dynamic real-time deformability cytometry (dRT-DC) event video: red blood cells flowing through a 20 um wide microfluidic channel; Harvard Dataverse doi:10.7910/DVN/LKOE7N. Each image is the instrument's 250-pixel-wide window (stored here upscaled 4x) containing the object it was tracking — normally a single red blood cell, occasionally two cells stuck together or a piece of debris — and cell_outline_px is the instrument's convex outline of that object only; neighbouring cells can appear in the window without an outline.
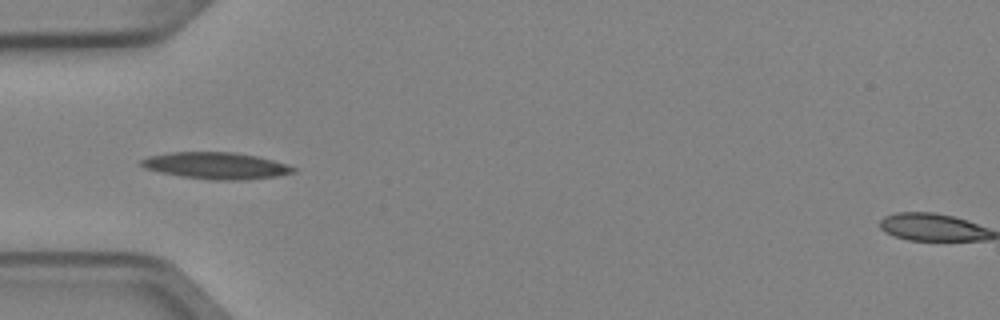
{"species": "Egyptian fruit bat (a non-hibernating species)", "species_latin": "Rousettus aegyptiacus", "temperature_condition": "cold", "stored_images_in_passage": 4, "camera_frame_rate_fps": 3000, "um_per_image_px": 0.085, "animal": {"sex": "female"}, "frame": {"image": 1, "passage_image": 4, "time_ms": 1.0, "image_size_px": [1000, 320], "cell_outline_px": [[300, 168], [296, 172], [276, 176], [244, 180], [212, 180], [180, 176], [160, 172], [144, 168], [140, 164], [140, 160], [148, 156], [172, 152], [232, 152], [256, 156], [272, 160]], "centroid_in_image_um": [18.38, 14.08], "position_along_channel_um": 66.6, "area_um2": 23.7}}